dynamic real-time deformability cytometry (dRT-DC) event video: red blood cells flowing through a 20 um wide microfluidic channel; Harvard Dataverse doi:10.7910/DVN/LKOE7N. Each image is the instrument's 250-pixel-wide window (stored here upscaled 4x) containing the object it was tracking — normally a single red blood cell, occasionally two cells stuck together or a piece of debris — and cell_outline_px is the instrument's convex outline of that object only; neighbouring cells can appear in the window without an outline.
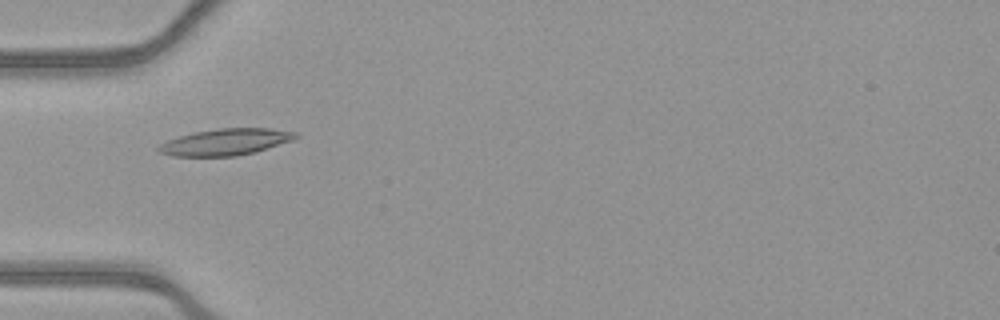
{"species": "common noctule bat (a hibernating species)", "species_latin": "Nyctalus noctula", "temperature_condition": "warm", "stored_images_in_passage": 38, "camera_frame_rate_fps": 3000, "um_per_image_px": 0.085, "animal": {"sex": "female", "body_mass_g": 21.9}, "frame": {"image": 1, "passage_image": 2, "time_ms": 0.333, "image_size_px": [1000, 320], "cell_outline_px": [[300, 136], [292, 140], [256, 152], [236, 156], [172, 156], [160, 152], [156, 148], [160, 144], [168, 140], [180, 136], [196, 132], [220, 128], [268, 128], [300, 132]], "centroid_in_image_um": [19.22, 12.07], "position_along_channel_um": 65.8, "area_um2": 21.15}}
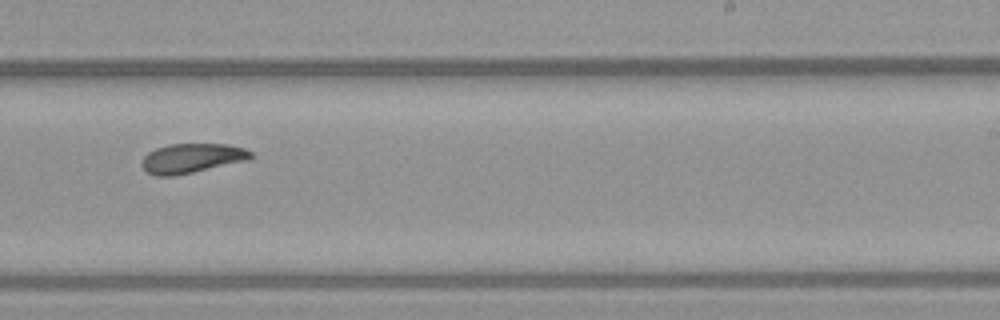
{"frame": {"image": 2, "passage_image": 18, "time_ms": 5.667, "image_size_px": [1000, 320], "cell_outline_px": [[252, 156], [248, 160], [192, 172], [172, 176], [156, 176], [148, 172], [140, 164], [144, 156], [148, 152], [156, 148], [168, 144], [228, 144], [244, 148], [252, 152]], "centroid_in_image_um": [16.29, 13.44], "position_along_channel_um": 272.7, "area_um2": 18.61}}
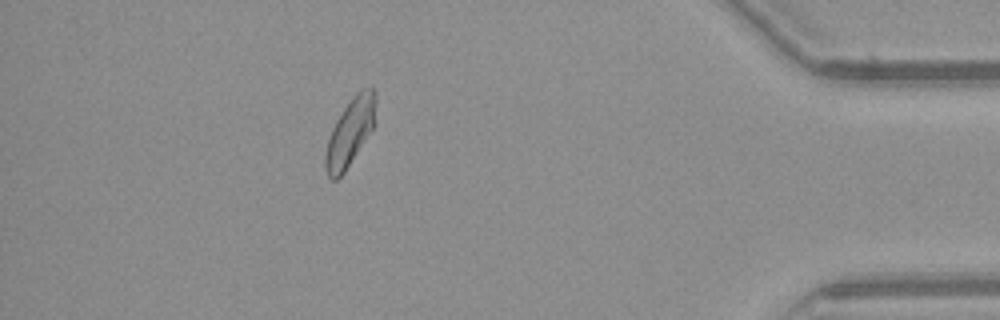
{"frame": {"image": 3, "passage_image": 32, "time_ms": 10.333, "image_size_px": [1000, 320], "cell_outline_px": [[376, 100], [372, 128], [344, 172], [336, 180], [332, 180], [328, 176], [324, 168], [324, 156], [328, 140], [332, 128], [336, 120], [352, 96], [356, 92], [372, 84], [376, 96]], "centroid_in_image_um": [29.73, 11.21], "position_along_channel_um": 405.5, "area_um2": 19.42}, "authors_computed_cell_mechanics": {"area_um2": 19.1318, "velocity_mm_per_s": 3.8868, "shape_relaxation_time_tau1_ms": 5.026, "shape_relaxation_time_tau2_ms": 4.9896, "deformation_change_tau1": 0.1453, "deformation_change_tau2": 0.1118}}